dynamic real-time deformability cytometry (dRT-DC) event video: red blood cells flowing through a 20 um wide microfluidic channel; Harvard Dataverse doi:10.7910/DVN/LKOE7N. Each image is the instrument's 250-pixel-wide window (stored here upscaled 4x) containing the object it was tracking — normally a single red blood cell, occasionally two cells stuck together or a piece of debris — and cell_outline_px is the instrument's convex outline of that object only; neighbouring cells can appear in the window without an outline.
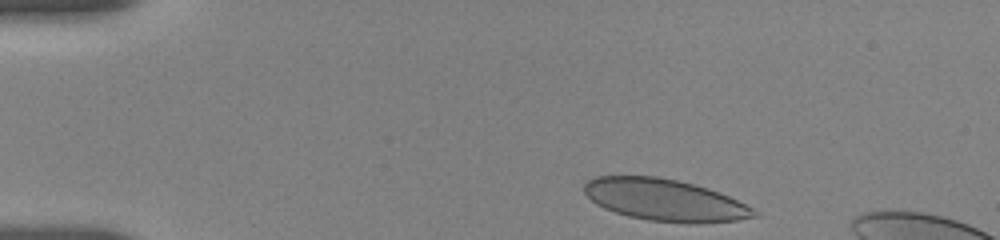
{"species": "human", "species_latin": "Homo sapiens", "temperature_condition": "room temperature", "stored_images_in_passage": 5, "camera_frame_rate_fps": 3000, "um_per_image_px": 0.085, "donor": {"sex": "female"}, "frame": {"image": 1, "passage_image": 1, "time_ms": 0.0, "image_size_px": [1000, 240], "cell_outline_px": [[760, 216], [736, 220], [696, 224], [688, 224], [648, 220], [628, 216], [604, 208], [596, 204], [584, 192], [584, 184], [588, 180], [596, 176], [660, 176], [708, 188], [728, 196], [760, 212]], "centroid_in_image_um": [56.52, 17.01], "position_along_channel_um": 28.5, "area_um2": 41.44}}